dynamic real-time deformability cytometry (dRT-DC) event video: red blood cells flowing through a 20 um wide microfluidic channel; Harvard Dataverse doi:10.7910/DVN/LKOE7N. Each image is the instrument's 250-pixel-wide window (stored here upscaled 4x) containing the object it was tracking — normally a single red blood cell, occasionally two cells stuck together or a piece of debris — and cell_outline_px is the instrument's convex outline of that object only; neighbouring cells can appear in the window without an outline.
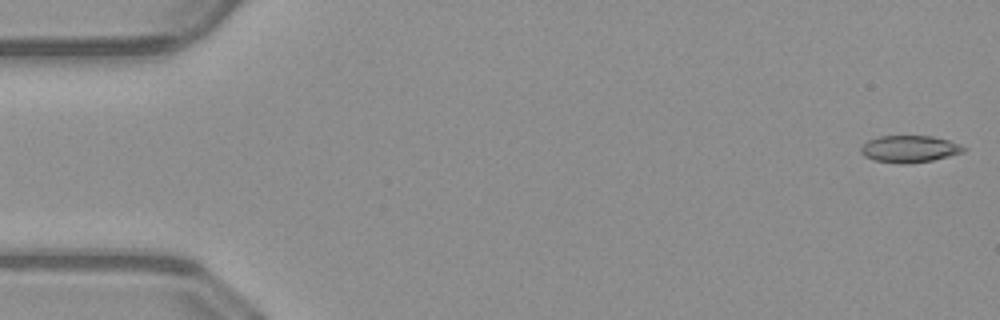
{"species": "common noctule bat (a hibernating species)", "species_latin": "Nyctalus noctula", "temperature_condition": "warm", "stored_images_in_passage": 51, "camera_frame_rate_fps": 3000, "um_per_image_px": 0.085, "animal": {"sex": "male", "body_mass_g": 23.1, "forearm_length_mm": 52.7}, "frame": {"image": 1, "passage_image": 1, "time_ms": 0.0, "image_size_px": [1000, 320], "cell_outline_px": [[968, 148], [964, 152], [932, 160], [908, 164], [904, 164], [872, 160], [864, 156], [860, 152], [860, 148], [868, 140], [880, 136], [932, 136], [948, 140], [960, 144]], "centroid_in_image_um": [77.31, 12.66], "position_along_channel_um": 7.7, "area_um2": 16.18}}
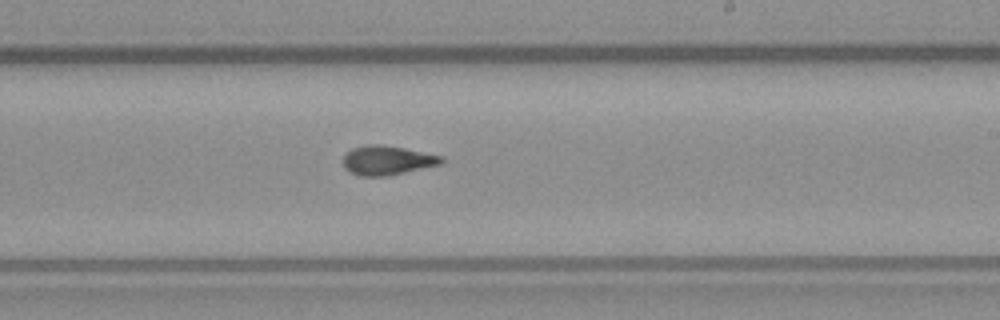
{"frame": {"image": 2, "passage_image": 30, "time_ms": 9.667, "image_size_px": [1000, 320], "cell_outline_px": [[444, 160], [440, 164], [388, 176], [360, 176], [348, 172], [344, 168], [344, 156], [352, 148], [364, 144], [380, 144], [404, 148], [444, 156]], "centroid_in_image_um": [32.89, 13.62], "position_along_channel_um": 256.1, "area_um2": 16.82}}
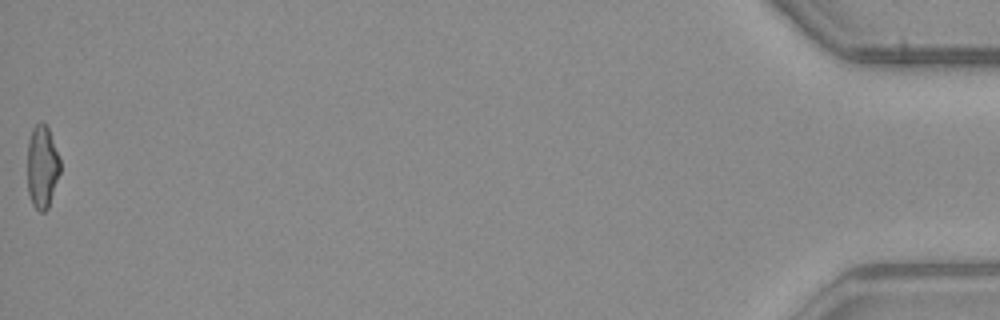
{"frame": {"image": 3, "passage_image": 51, "time_ms": 16.667, "image_size_px": [1000, 320], "cell_outline_px": [[60, 172], [48, 208], [44, 212], [40, 212], [32, 204], [28, 192], [28, 140], [32, 128], [36, 124], [44, 124], [48, 128], [60, 160]], "centroid_in_image_um": [3.58, 14.2], "position_along_channel_um": 431.6, "area_um2": 15.61}, "authors_computed_cell_mechanics": {"area_um2": 16.4152, "velocity_mm_per_s": 4.0639, "shape_relaxation_time_tau1_ms": 6.6082, "shape_relaxation_time_tau2_ms": 2.8787, "deformation_change_tau1": 0.1899, "deformation_change_tau2": 0.0922}}